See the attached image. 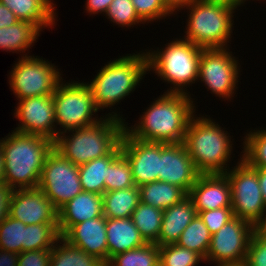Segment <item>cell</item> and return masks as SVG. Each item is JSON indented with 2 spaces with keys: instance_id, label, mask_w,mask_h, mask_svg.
Instances as JSON below:
<instances>
[{
  "instance_id": "cell-1",
  "label": "cell",
  "mask_w": 266,
  "mask_h": 266,
  "mask_svg": "<svg viewBox=\"0 0 266 266\" xmlns=\"http://www.w3.org/2000/svg\"><path fill=\"white\" fill-rule=\"evenodd\" d=\"M191 97L165 91L146 108L135 125L129 127L128 122H125V131L131 137L145 142H183L189 121L196 114V103Z\"/></svg>"
},
{
  "instance_id": "cell-2",
  "label": "cell",
  "mask_w": 266,
  "mask_h": 266,
  "mask_svg": "<svg viewBox=\"0 0 266 266\" xmlns=\"http://www.w3.org/2000/svg\"><path fill=\"white\" fill-rule=\"evenodd\" d=\"M125 121L116 109L93 125L60 133L54 149L77 166L104 157L121 144Z\"/></svg>"
},
{
  "instance_id": "cell-3",
  "label": "cell",
  "mask_w": 266,
  "mask_h": 266,
  "mask_svg": "<svg viewBox=\"0 0 266 266\" xmlns=\"http://www.w3.org/2000/svg\"><path fill=\"white\" fill-rule=\"evenodd\" d=\"M4 157V182L12 189L36 188L54 141L12 130L0 140Z\"/></svg>"
},
{
  "instance_id": "cell-4",
  "label": "cell",
  "mask_w": 266,
  "mask_h": 266,
  "mask_svg": "<svg viewBox=\"0 0 266 266\" xmlns=\"http://www.w3.org/2000/svg\"><path fill=\"white\" fill-rule=\"evenodd\" d=\"M225 129L207 115H194L189 121L183 144L200 174H225L230 169L233 139Z\"/></svg>"
},
{
  "instance_id": "cell-5",
  "label": "cell",
  "mask_w": 266,
  "mask_h": 266,
  "mask_svg": "<svg viewBox=\"0 0 266 266\" xmlns=\"http://www.w3.org/2000/svg\"><path fill=\"white\" fill-rule=\"evenodd\" d=\"M183 8L190 14L182 39L203 49L229 47L234 28L233 14L238 8L233 1L190 0Z\"/></svg>"
},
{
  "instance_id": "cell-6",
  "label": "cell",
  "mask_w": 266,
  "mask_h": 266,
  "mask_svg": "<svg viewBox=\"0 0 266 266\" xmlns=\"http://www.w3.org/2000/svg\"><path fill=\"white\" fill-rule=\"evenodd\" d=\"M104 65L95 78L87 82L98 110L113 109L120 100L131 95L148 74L147 56L142 51L120 56Z\"/></svg>"
},
{
  "instance_id": "cell-7",
  "label": "cell",
  "mask_w": 266,
  "mask_h": 266,
  "mask_svg": "<svg viewBox=\"0 0 266 266\" xmlns=\"http://www.w3.org/2000/svg\"><path fill=\"white\" fill-rule=\"evenodd\" d=\"M165 46L162 50H145L148 73L151 71L164 80L162 82L172 85L167 93L190 95L186 88L198 81L203 48L180 37Z\"/></svg>"
},
{
  "instance_id": "cell-8",
  "label": "cell",
  "mask_w": 266,
  "mask_h": 266,
  "mask_svg": "<svg viewBox=\"0 0 266 266\" xmlns=\"http://www.w3.org/2000/svg\"><path fill=\"white\" fill-rule=\"evenodd\" d=\"M63 80L58 82L53 94L56 127L60 126L57 136L67 130L93 125L104 118L96 116L99 110L86 82L71 80L65 83Z\"/></svg>"
},
{
  "instance_id": "cell-9",
  "label": "cell",
  "mask_w": 266,
  "mask_h": 266,
  "mask_svg": "<svg viewBox=\"0 0 266 266\" xmlns=\"http://www.w3.org/2000/svg\"><path fill=\"white\" fill-rule=\"evenodd\" d=\"M10 71L9 85L17 100L53 95L62 79L60 69L48 60L29 54L18 59Z\"/></svg>"
},
{
  "instance_id": "cell-10",
  "label": "cell",
  "mask_w": 266,
  "mask_h": 266,
  "mask_svg": "<svg viewBox=\"0 0 266 266\" xmlns=\"http://www.w3.org/2000/svg\"><path fill=\"white\" fill-rule=\"evenodd\" d=\"M225 175L231 185V208L235 217L255 226L266 211L257 171L240 156Z\"/></svg>"
},
{
  "instance_id": "cell-11",
  "label": "cell",
  "mask_w": 266,
  "mask_h": 266,
  "mask_svg": "<svg viewBox=\"0 0 266 266\" xmlns=\"http://www.w3.org/2000/svg\"><path fill=\"white\" fill-rule=\"evenodd\" d=\"M232 53L229 48L203 49L198 76V80L207 86V91L230 101L236 94L240 73L239 60Z\"/></svg>"
},
{
  "instance_id": "cell-12",
  "label": "cell",
  "mask_w": 266,
  "mask_h": 266,
  "mask_svg": "<svg viewBox=\"0 0 266 266\" xmlns=\"http://www.w3.org/2000/svg\"><path fill=\"white\" fill-rule=\"evenodd\" d=\"M37 187L59 209L83 191L79 167L53 148L47 155Z\"/></svg>"
},
{
  "instance_id": "cell-13",
  "label": "cell",
  "mask_w": 266,
  "mask_h": 266,
  "mask_svg": "<svg viewBox=\"0 0 266 266\" xmlns=\"http://www.w3.org/2000/svg\"><path fill=\"white\" fill-rule=\"evenodd\" d=\"M254 226L238 217H233L215 234L211 235V243L205 263L239 264L247 257V250Z\"/></svg>"
},
{
  "instance_id": "cell-14",
  "label": "cell",
  "mask_w": 266,
  "mask_h": 266,
  "mask_svg": "<svg viewBox=\"0 0 266 266\" xmlns=\"http://www.w3.org/2000/svg\"><path fill=\"white\" fill-rule=\"evenodd\" d=\"M13 114L19 119L14 131L38 135L55 141L57 127L54 113L53 95L29 97L19 100Z\"/></svg>"
},
{
  "instance_id": "cell-15",
  "label": "cell",
  "mask_w": 266,
  "mask_h": 266,
  "mask_svg": "<svg viewBox=\"0 0 266 266\" xmlns=\"http://www.w3.org/2000/svg\"><path fill=\"white\" fill-rule=\"evenodd\" d=\"M120 146L131 166L135 186L158 181L161 143L140 141L124 131Z\"/></svg>"
},
{
  "instance_id": "cell-16",
  "label": "cell",
  "mask_w": 266,
  "mask_h": 266,
  "mask_svg": "<svg viewBox=\"0 0 266 266\" xmlns=\"http://www.w3.org/2000/svg\"><path fill=\"white\" fill-rule=\"evenodd\" d=\"M9 216L25 225L58 224V209L38 187L14 190Z\"/></svg>"
},
{
  "instance_id": "cell-17",
  "label": "cell",
  "mask_w": 266,
  "mask_h": 266,
  "mask_svg": "<svg viewBox=\"0 0 266 266\" xmlns=\"http://www.w3.org/2000/svg\"><path fill=\"white\" fill-rule=\"evenodd\" d=\"M199 175L183 142L161 143L158 181L176 185L188 194Z\"/></svg>"
},
{
  "instance_id": "cell-18",
  "label": "cell",
  "mask_w": 266,
  "mask_h": 266,
  "mask_svg": "<svg viewBox=\"0 0 266 266\" xmlns=\"http://www.w3.org/2000/svg\"><path fill=\"white\" fill-rule=\"evenodd\" d=\"M188 197L193 201L197 214L231 207V185L225 174H200Z\"/></svg>"
},
{
  "instance_id": "cell-19",
  "label": "cell",
  "mask_w": 266,
  "mask_h": 266,
  "mask_svg": "<svg viewBox=\"0 0 266 266\" xmlns=\"http://www.w3.org/2000/svg\"><path fill=\"white\" fill-rule=\"evenodd\" d=\"M62 237L71 245L97 257L104 264L108 262L106 217L104 215L73 225Z\"/></svg>"
},
{
  "instance_id": "cell-20",
  "label": "cell",
  "mask_w": 266,
  "mask_h": 266,
  "mask_svg": "<svg viewBox=\"0 0 266 266\" xmlns=\"http://www.w3.org/2000/svg\"><path fill=\"white\" fill-rule=\"evenodd\" d=\"M103 216L102 195L82 191L58 209L61 236L73 225Z\"/></svg>"
},
{
  "instance_id": "cell-21",
  "label": "cell",
  "mask_w": 266,
  "mask_h": 266,
  "mask_svg": "<svg viewBox=\"0 0 266 266\" xmlns=\"http://www.w3.org/2000/svg\"><path fill=\"white\" fill-rule=\"evenodd\" d=\"M197 215L193 201L187 196L178 204L163 211V219L158 236V246L176 244L184 229Z\"/></svg>"
},
{
  "instance_id": "cell-22",
  "label": "cell",
  "mask_w": 266,
  "mask_h": 266,
  "mask_svg": "<svg viewBox=\"0 0 266 266\" xmlns=\"http://www.w3.org/2000/svg\"><path fill=\"white\" fill-rule=\"evenodd\" d=\"M52 0H0L19 21L34 24L40 31L56 25V6Z\"/></svg>"
},
{
  "instance_id": "cell-23",
  "label": "cell",
  "mask_w": 266,
  "mask_h": 266,
  "mask_svg": "<svg viewBox=\"0 0 266 266\" xmlns=\"http://www.w3.org/2000/svg\"><path fill=\"white\" fill-rule=\"evenodd\" d=\"M108 261L116 254L142 247L146 244L132 218H106Z\"/></svg>"
},
{
  "instance_id": "cell-24",
  "label": "cell",
  "mask_w": 266,
  "mask_h": 266,
  "mask_svg": "<svg viewBox=\"0 0 266 266\" xmlns=\"http://www.w3.org/2000/svg\"><path fill=\"white\" fill-rule=\"evenodd\" d=\"M40 30L32 23L18 21L9 27L0 28V49L13 52L23 53L21 57H27L25 53L33 47L40 35Z\"/></svg>"
},
{
  "instance_id": "cell-25",
  "label": "cell",
  "mask_w": 266,
  "mask_h": 266,
  "mask_svg": "<svg viewBox=\"0 0 266 266\" xmlns=\"http://www.w3.org/2000/svg\"><path fill=\"white\" fill-rule=\"evenodd\" d=\"M121 153L119 145L111 154L91 160L79 167V178L83 191L103 195L109 164Z\"/></svg>"
},
{
  "instance_id": "cell-26",
  "label": "cell",
  "mask_w": 266,
  "mask_h": 266,
  "mask_svg": "<svg viewBox=\"0 0 266 266\" xmlns=\"http://www.w3.org/2000/svg\"><path fill=\"white\" fill-rule=\"evenodd\" d=\"M140 201L164 211L178 204L188 194L180 187L163 181H153L139 186Z\"/></svg>"
},
{
  "instance_id": "cell-27",
  "label": "cell",
  "mask_w": 266,
  "mask_h": 266,
  "mask_svg": "<svg viewBox=\"0 0 266 266\" xmlns=\"http://www.w3.org/2000/svg\"><path fill=\"white\" fill-rule=\"evenodd\" d=\"M103 215L110 219L129 218L140 202L139 187L104 192Z\"/></svg>"
},
{
  "instance_id": "cell-28",
  "label": "cell",
  "mask_w": 266,
  "mask_h": 266,
  "mask_svg": "<svg viewBox=\"0 0 266 266\" xmlns=\"http://www.w3.org/2000/svg\"><path fill=\"white\" fill-rule=\"evenodd\" d=\"M50 266H105V264L61 237L52 248Z\"/></svg>"
},
{
  "instance_id": "cell-29",
  "label": "cell",
  "mask_w": 266,
  "mask_h": 266,
  "mask_svg": "<svg viewBox=\"0 0 266 266\" xmlns=\"http://www.w3.org/2000/svg\"><path fill=\"white\" fill-rule=\"evenodd\" d=\"M131 218L145 242L158 245L163 211L140 201Z\"/></svg>"
},
{
  "instance_id": "cell-30",
  "label": "cell",
  "mask_w": 266,
  "mask_h": 266,
  "mask_svg": "<svg viewBox=\"0 0 266 266\" xmlns=\"http://www.w3.org/2000/svg\"><path fill=\"white\" fill-rule=\"evenodd\" d=\"M105 266H159V246L146 243L142 247L116 254Z\"/></svg>"
},
{
  "instance_id": "cell-31",
  "label": "cell",
  "mask_w": 266,
  "mask_h": 266,
  "mask_svg": "<svg viewBox=\"0 0 266 266\" xmlns=\"http://www.w3.org/2000/svg\"><path fill=\"white\" fill-rule=\"evenodd\" d=\"M210 243L211 234L198 214L184 229L183 233L176 242L179 246L197 252L204 259H206Z\"/></svg>"
},
{
  "instance_id": "cell-32",
  "label": "cell",
  "mask_w": 266,
  "mask_h": 266,
  "mask_svg": "<svg viewBox=\"0 0 266 266\" xmlns=\"http://www.w3.org/2000/svg\"><path fill=\"white\" fill-rule=\"evenodd\" d=\"M61 237L59 224L26 225V243L23 251L52 249Z\"/></svg>"
},
{
  "instance_id": "cell-33",
  "label": "cell",
  "mask_w": 266,
  "mask_h": 266,
  "mask_svg": "<svg viewBox=\"0 0 266 266\" xmlns=\"http://www.w3.org/2000/svg\"><path fill=\"white\" fill-rule=\"evenodd\" d=\"M251 131L243 137L242 159L253 168H266V128Z\"/></svg>"
},
{
  "instance_id": "cell-34",
  "label": "cell",
  "mask_w": 266,
  "mask_h": 266,
  "mask_svg": "<svg viewBox=\"0 0 266 266\" xmlns=\"http://www.w3.org/2000/svg\"><path fill=\"white\" fill-rule=\"evenodd\" d=\"M26 243V225L9 215L0 224V249L22 253Z\"/></svg>"
},
{
  "instance_id": "cell-35",
  "label": "cell",
  "mask_w": 266,
  "mask_h": 266,
  "mask_svg": "<svg viewBox=\"0 0 266 266\" xmlns=\"http://www.w3.org/2000/svg\"><path fill=\"white\" fill-rule=\"evenodd\" d=\"M131 166L128 159L120 153L108 167L105 178V192L134 187Z\"/></svg>"
},
{
  "instance_id": "cell-36",
  "label": "cell",
  "mask_w": 266,
  "mask_h": 266,
  "mask_svg": "<svg viewBox=\"0 0 266 266\" xmlns=\"http://www.w3.org/2000/svg\"><path fill=\"white\" fill-rule=\"evenodd\" d=\"M201 261L200 254L177 244L159 246V266H197Z\"/></svg>"
},
{
  "instance_id": "cell-37",
  "label": "cell",
  "mask_w": 266,
  "mask_h": 266,
  "mask_svg": "<svg viewBox=\"0 0 266 266\" xmlns=\"http://www.w3.org/2000/svg\"><path fill=\"white\" fill-rule=\"evenodd\" d=\"M119 27H133L136 24H145L138 16L131 0H113L104 16Z\"/></svg>"
},
{
  "instance_id": "cell-38",
  "label": "cell",
  "mask_w": 266,
  "mask_h": 266,
  "mask_svg": "<svg viewBox=\"0 0 266 266\" xmlns=\"http://www.w3.org/2000/svg\"><path fill=\"white\" fill-rule=\"evenodd\" d=\"M138 16L146 23L162 20L173 13L161 0H131Z\"/></svg>"
},
{
  "instance_id": "cell-39",
  "label": "cell",
  "mask_w": 266,
  "mask_h": 266,
  "mask_svg": "<svg viewBox=\"0 0 266 266\" xmlns=\"http://www.w3.org/2000/svg\"><path fill=\"white\" fill-rule=\"evenodd\" d=\"M211 235L215 234L229 220L234 217L231 207L218 208L215 210L200 211L198 213Z\"/></svg>"
},
{
  "instance_id": "cell-40",
  "label": "cell",
  "mask_w": 266,
  "mask_h": 266,
  "mask_svg": "<svg viewBox=\"0 0 266 266\" xmlns=\"http://www.w3.org/2000/svg\"><path fill=\"white\" fill-rule=\"evenodd\" d=\"M245 264L246 266H266V241L255 232L249 242Z\"/></svg>"
},
{
  "instance_id": "cell-41",
  "label": "cell",
  "mask_w": 266,
  "mask_h": 266,
  "mask_svg": "<svg viewBox=\"0 0 266 266\" xmlns=\"http://www.w3.org/2000/svg\"><path fill=\"white\" fill-rule=\"evenodd\" d=\"M52 249L23 251L19 254L18 266H50Z\"/></svg>"
},
{
  "instance_id": "cell-42",
  "label": "cell",
  "mask_w": 266,
  "mask_h": 266,
  "mask_svg": "<svg viewBox=\"0 0 266 266\" xmlns=\"http://www.w3.org/2000/svg\"><path fill=\"white\" fill-rule=\"evenodd\" d=\"M13 192L14 189L9 187L5 182L0 183V224L9 215Z\"/></svg>"
},
{
  "instance_id": "cell-43",
  "label": "cell",
  "mask_w": 266,
  "mask_h": 266,
  "mask_svg": "<svg viewBox=\"0 0 266 266\" xmlns=\"http://www.w3.org/2000/svg\"><path fill=\"white\" fill-rule=\"evenodd\" d=\"M87 2L85 3L86 11L90 15L102 13L106 14L111 2L113 0H86Z\"/></svg>"
},
{
  "instance_id": "cell-44",
  "label": "cell",
  "mask_w": 266,
  "mask_h": 266,
  "mask_svg": "<svg viewBox=\"0 0 266 266\" xmlns=\"http://www.w3.org/2000/svg\"><path fill=\"white\" fill-rule=\"evenodd\" d=\"M18 21L15 14L4 4L0 3V28L9 27Z\"/></svg>"
},
{
  "instance_id": "cell-45",
  "label": "cell",
  "mask_w": 266,
  "mask_h": 266,
  "mask_svg": "<svg viewBox=\"0 0 266 266\" xmlns=\"http://www.w3.org/2000/svg\"><path fill=\"white\" fill-rule=\"evenodd\" d=\"M19 254L0 249V266H18Z\"/></svg>"
},
{
  "instance_id": "cell-46",
  "label": "cell",
  "mask_w": 266,
  "mask_h": 266,
  "mask_svg": "<svg viewBox=\"0 0 266 266\" xmlns=\"http://www.w3.org/2000/svg\"><path fill=\"white\" fill-rule=\"evenodd\" d=\"M165 6L175 15L179 10L181 11L190 0H161ZM175 12V13H174Z\"/></svg>"
},
{
  "instance_id": "cell-47",
  "label": "cell",
  "mask_w": 266,
  "mask_h": 266,
  "mask_svg": "<svg viewBox=\"0 0 266 266\" xmlns=\"http://www.w3.org/2000/svg\"><path fill=\"white\" fill-rule=\"evenodd\" d=\"M257 171L259 185L261 187V192L263 200L266 205V168H255Z\"/></svg>"
},
{
  "instance_id": "cell-48",
  "label": "cell",
  "mask_w": 266,
  "mask_h": 266,
  "mask_svg": "<svg viewBox=\"0 0 266 266\" xmlns=\"http://www.w3.org/2000/svg\"><path fill=\"white\" fill-rule=\"evenodd\" d=\"M255 233L266 241V211L260 221L254 226Z\"/></svg>"
},
{
  "instance_id": "cell-49",
  "label": "cell",
  "mask_w": 266,
  "mask_h": 266,
  "mask_svg": "<svg viewBox=\"0 0 266 266\" xmlns=\"http://www.w3.org/2000/svg\"><path fill=\"white\" fill-rule=\"evenodd\" d=\"M4 182V157L0 144V183Z\"/></svg>"
},
{
  "instance_id": "cell-50",
  "label": "cell",
  "mask_w": 266,
  "mask_h": 266,
  "mask_svg": "<svg viewBox=\"0 0 266 266\" xmlns=\"http://www.w3.org/2000/svg\"><path fill=\"white\" fill-rule=\"evenodd\" d=\"M215 266H246L245 262L239 264H217Z\"/></svg>"
},
{
  "instance_id": "cell-51",
  "label": "cell",
  "mask_w": 266,
  "mask_h": 266,
  "mask_svg": "<svg viewBox=\"0 0 266 266\" xmlns=\"http://www.w3.org/2000/svg\"><path fill=\"white\" fill-rule=\"evenodd\" d=\"M233 1L238 7L243 6L242 4H245L248 0H231Z\"/></svg>"
}]
</instances>
